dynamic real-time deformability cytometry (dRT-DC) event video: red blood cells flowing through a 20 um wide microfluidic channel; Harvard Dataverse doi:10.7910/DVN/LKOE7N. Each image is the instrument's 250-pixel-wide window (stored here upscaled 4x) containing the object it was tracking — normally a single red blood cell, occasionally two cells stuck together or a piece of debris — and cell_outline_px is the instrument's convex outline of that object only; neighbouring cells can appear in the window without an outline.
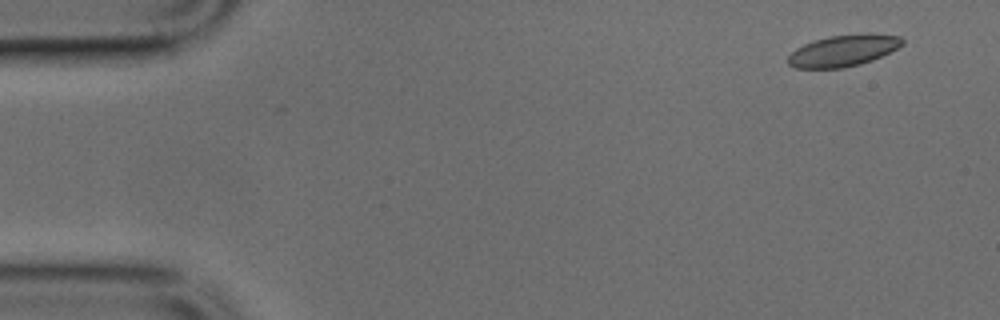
{"species": "common noctule bat (a hibernating species)", "species_latin": "Nyctalus noctula", "temperature_condition": "cold", "stored_images_in_passage": 47, "camera_frame_rate_fps": 3000, "um_per_image_px": 0.085, "animal": {"sex": "male", "body_mass_g": 17.9, "forearm_length_mm": 54.2}, "frame": {"image": 1, "passage_image": 1, "time_ms": 0.0, "image_size_px": [1000, 320], "cell_outline_px": [[904, 44], [872, 60], [860, 64], [844, 68], [796, 68], [788, 64], [788, 56], [796, 48], [804, 44], [816, 40], [832, 36], [864, 32], [872, 32], [900, 36], [904, 40]], "centroid_in_image_um": [71.71, 4.28], "position_along_channel_um": 13.3, "area_um2": 21.04}}
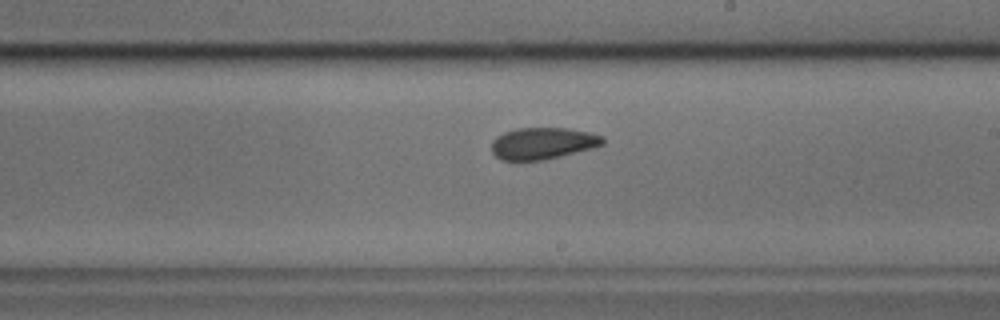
{"frame": {"image": 2, "passage_image": 26, "time_ms": 8.333, "image_size_px": [1000, 320], "cell_outline_px": [[604, 144], [592, 148], [544, 160], [500, 160], [492, 152], [492, 140], [496, 136], [504, 132], [516, 128], [568, 128], [588, 132], [604, 136]], "centroid_in_image_um": [46.12, 12.18], "position_along_channel_um": 242.9, "area_um2": 20.58}}
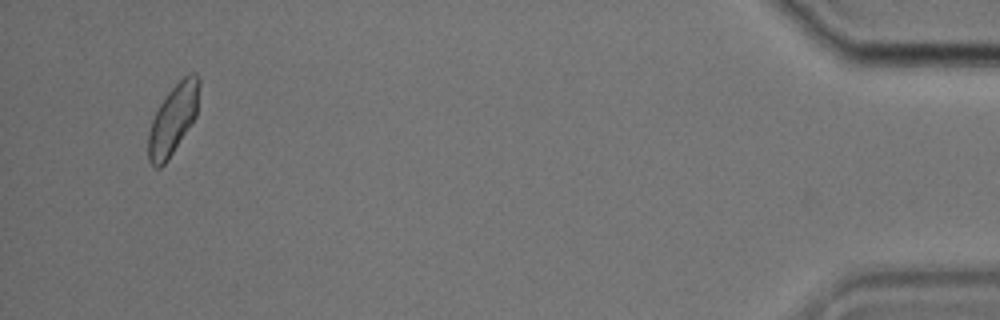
{"frame": {"image": 3, "passage_image": 45, "time_ms": 14.667, "image_size_px": [1000, 320], "cell_outline_px": [[200, 84], [196, 116], [168, 160], [160, 168], [156, 168], [148, 160], [148, 132], [152, 120], [160, 104], [168, 92], [188, 72], [196, 72], [200, 80]], "centroid_in_image_um": [14.72, 10.13], "position_along_channel_um": 420.5, "area_um2": 20.63}}